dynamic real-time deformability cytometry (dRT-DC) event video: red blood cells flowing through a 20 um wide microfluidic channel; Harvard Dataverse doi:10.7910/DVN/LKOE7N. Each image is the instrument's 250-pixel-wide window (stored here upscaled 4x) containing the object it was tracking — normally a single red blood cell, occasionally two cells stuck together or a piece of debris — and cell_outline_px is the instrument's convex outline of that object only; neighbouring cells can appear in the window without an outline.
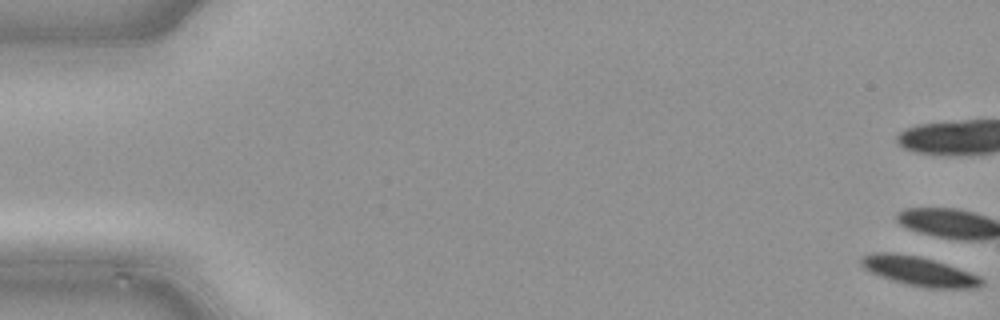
{"species": "common noctule bat (a hibernating species)", "species_latin": "Nyctalus noctula", "temperature_condition": "cold", "stored_images_in_passage": 19, "camera_frame_rate_fps": 3000, "um_per_image_px": 0.085, "animal": {"sex": "male", "body_mass_g": 21.5, "forearm_length_mm": 52.0}, "frame": {"image": 1, "passage_image": 1, "time_ms": 0.0, "image_size_px": [1000, 320], "cell_outline_px": [[984, 284], [976, 288], [932, 288], [908, 284], [872, 272], [864, 268], [860, 264], [860, 256], [872, 252], [892, 252], [916, 256], [948, 264], [980, 276], [984, 280]], "centroid_in_image_um": [78.15, 23.03], "position_along_channel_um": 6.9, "area_um2": 20.23}}